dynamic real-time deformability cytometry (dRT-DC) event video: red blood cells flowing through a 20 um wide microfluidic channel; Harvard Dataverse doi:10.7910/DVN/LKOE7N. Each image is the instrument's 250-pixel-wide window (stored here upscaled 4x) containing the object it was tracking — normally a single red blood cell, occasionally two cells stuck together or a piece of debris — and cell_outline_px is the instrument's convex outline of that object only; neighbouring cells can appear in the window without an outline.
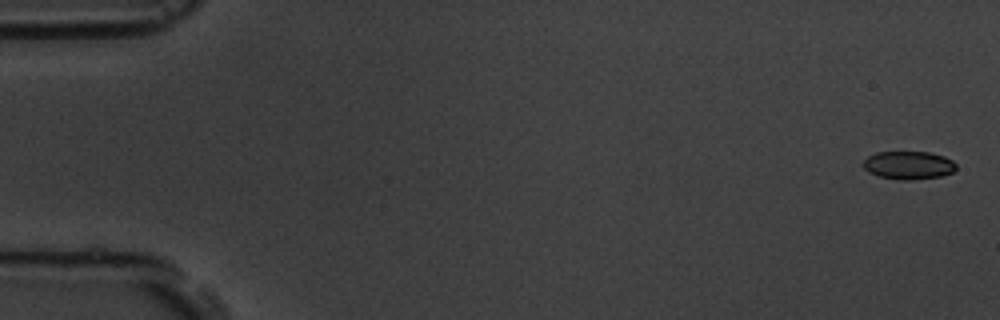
{"species": "common noctule bat (a hibernating species)", "species_latin": "Nyctalus noctula", "temperature_condition": "room temperature", "stored_images_in_passage": 17, "camera_frame_rate_fps": 3000, "um_per_image_px": 0.085, "animal": {"sex": "male", "body_mass_g": 19.5, "forearm_length_mm": 54.6}, "frame": {"image": 1, "passage_image": 1, "time_ms": 0.0, "image_size_px": [1000, 320], "cell_outline_px": [[956, 168], [952, 172], [940, 176], [912, 180], [900, 180], [880, 176], [868, 172], [864, 168], [864, 160], [868, 156], [876, 152], [928, 152], [944, 156], [952, 160], [956, 164]], "centroid_in_image_um": [77.23, 14.04], "position_along_channel_um": 7.8, "area_um2": 15.14}}
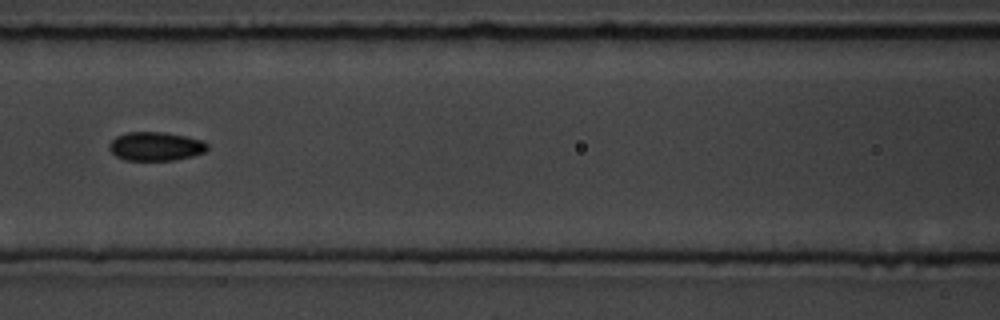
{"frame": {"image": 2, "passage_image": 8, "time_ms": 8.0, "image_size_px": [1000, 320], "cell_outline_px": [[208, 148], [204, 152], [192, 156], [172, 160], [124, 160], [116, 156], [108, 148], [108, 144], [116, 136], [128, 132], [164, 132], [204, 140], [208, 144]], "centroid_in_image_um": [13.22, 12.43], "position_along_channel_um": 153.4, "area_um2": 16.47}}
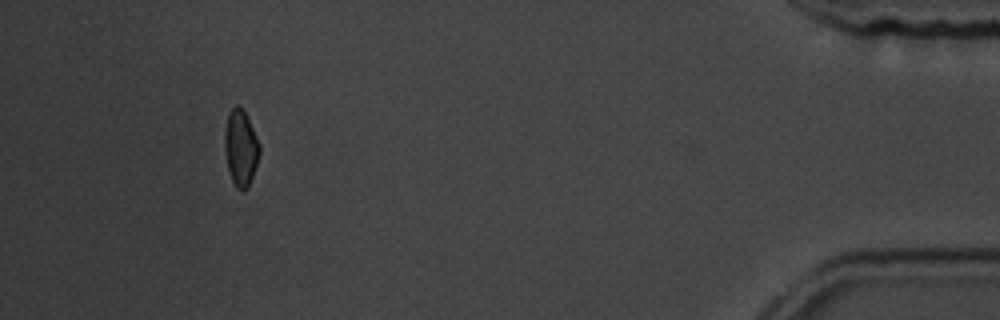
{"frame": {"image": 3, "passage_image": 16, "time_ms": 17.0, "image_size_px": [1000, 320], "cell_outline_px": [[260, 152], [252, 176], [244, 192], [240, 192], [236, 188], [232, 180], [228, 168], [224, 148], [224, 132], [228, 112], [236, 104], [244, 112], [260, 144]], "centroid_in_image_um": [20.44, 12.58], "position_along_channel_um": 414.8, "area_um2": 15.26}}